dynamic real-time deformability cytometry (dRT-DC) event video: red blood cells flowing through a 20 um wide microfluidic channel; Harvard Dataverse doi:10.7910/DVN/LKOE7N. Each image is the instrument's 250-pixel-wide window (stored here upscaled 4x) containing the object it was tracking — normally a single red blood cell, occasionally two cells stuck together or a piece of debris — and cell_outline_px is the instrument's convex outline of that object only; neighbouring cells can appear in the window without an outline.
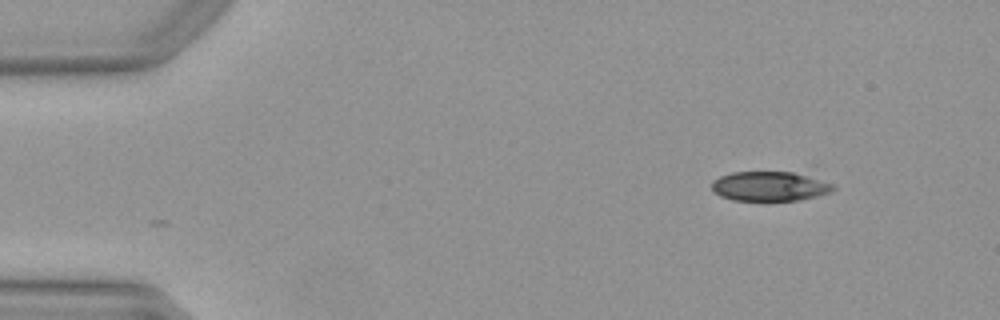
{"species": "Egyptian fruit bat (a non-hibernating species)", "species_latin": "Rousettus aegyptiacus", "temperature_condition": "warm", "stored_images_in_passage": 9, "camera_frame_rate_fps": 3000, "um_per_image_px": 0.085, "animal": {"sex": "female"}, "frame": {"image": 1, "passage_image": 1, "time_ms": 0.0, "image_size_px": [1000, 320], "cell_outline_px": [[836, 188], [832, 192], [800, 200], [732, 200], [720, 196], [712, 192], [712, 180], [720, 176], [732, 172], [792, 172], [832, 184]], "centroid_in_image_um": [65.36, 15.84], "position_along_channel_um": 19.6, "area_um2": 20.69}}